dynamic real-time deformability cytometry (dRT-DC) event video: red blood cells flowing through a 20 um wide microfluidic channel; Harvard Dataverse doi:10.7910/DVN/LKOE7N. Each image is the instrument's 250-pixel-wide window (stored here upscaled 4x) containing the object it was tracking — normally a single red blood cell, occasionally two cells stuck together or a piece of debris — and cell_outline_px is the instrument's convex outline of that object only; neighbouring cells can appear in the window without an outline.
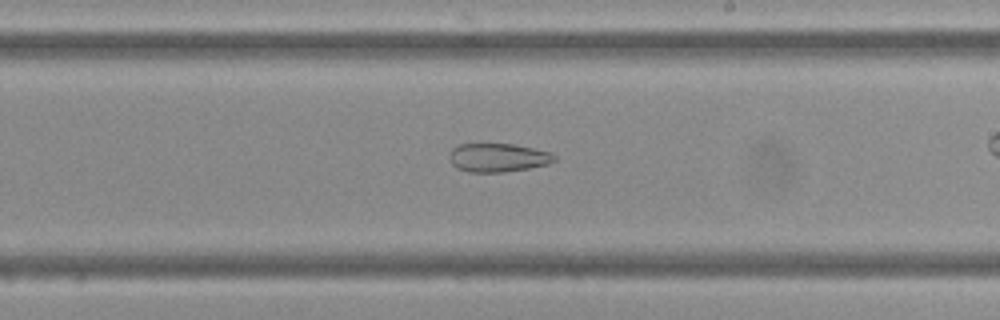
{"species": "Egyptian fruit bat (a non-hibernating species)", "species_latin": "Rousettus aegyptiacus", "temperature_condition": "cold", "stored_images_in_passage": 39, "camera_frame_rate_fps": 3000, "um_per_image_px": 0.085, "frame": {"image": 1, "passage_image": 28, "time_ms": 9.0, "image_size_px": [1000, 320], "cell_outline_px": [[556, 160], [548, 164], [528, 168], [504, 172], [468, 172], [456, 168], [448, 160], [448, 152], [452, 148], [460, 144], [480, 140], [512, 144], [552, 152], [556, 156]], "centroid_in_image_um": [42.24, 13.35], "position_along_channel_um": 246.8, "area_um2": 18.44}}